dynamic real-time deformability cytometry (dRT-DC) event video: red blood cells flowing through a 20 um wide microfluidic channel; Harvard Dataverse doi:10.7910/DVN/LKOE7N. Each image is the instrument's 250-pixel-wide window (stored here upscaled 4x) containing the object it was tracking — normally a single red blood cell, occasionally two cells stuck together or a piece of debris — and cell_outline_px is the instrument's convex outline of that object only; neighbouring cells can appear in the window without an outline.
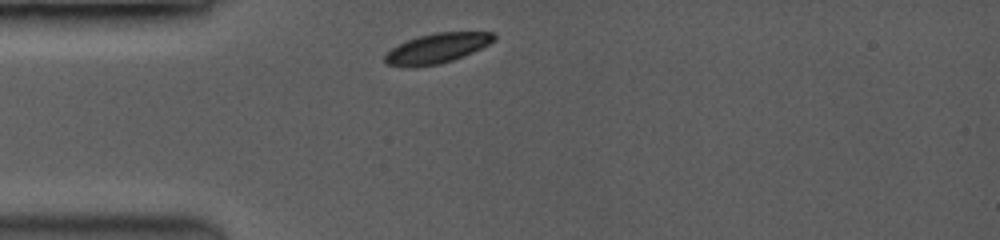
{"species": "common noctule bat (a hibernating species)", "species_latin": "Nyctalus noctula", "temperature_condition": "room temperature", "stored_images_in_passage": 30, "camera_frame_rate_fps": 3500, "um_per_image_px": 0.085, "animal": {"sex": "female", "body_mass_g": 19.0, "forearm_length_mm": 53.3}, "frame": {"image": 1, "passage_image": 1, "time_ms": 0.0, "image_size_px": [1000, 240], "cell_outline_px": [[496, 40], [480, 48], [452, 60], [436, 64], [388, 64], [384, 60], [384, 56], [392, 48], [416, 36], [436, 32], [496, 32]], "centroid_in_image_um": [37.23, 4.03], "position_along_channel_um": 47.8, "area_um2": 18.09}}
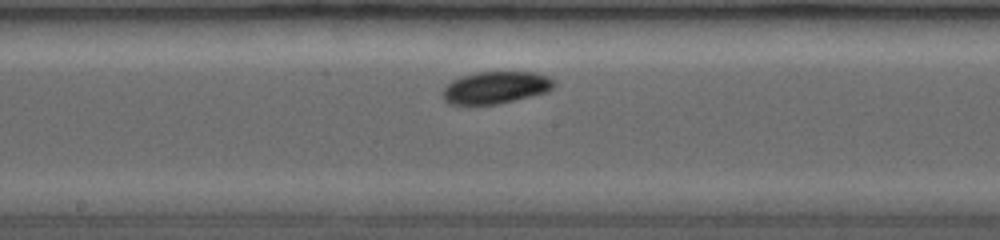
{"frame": {"image": 2, "passage_image": 14, "time_ms": 4.286, "image_size_px": [1000, 240], "cell_outline_px": [[556, 84], [552, 88], [544, 92], [512, 100], [492, 104], [452, 104], [444, 100], [444, 88], [452, 80], [460, 76], [476, 72], [536, 72], [548, 76]], "centroid_in_image_um": [42.12, 7.41], "position_along_channel_um": 206.1, "area_um2": 20.4}}
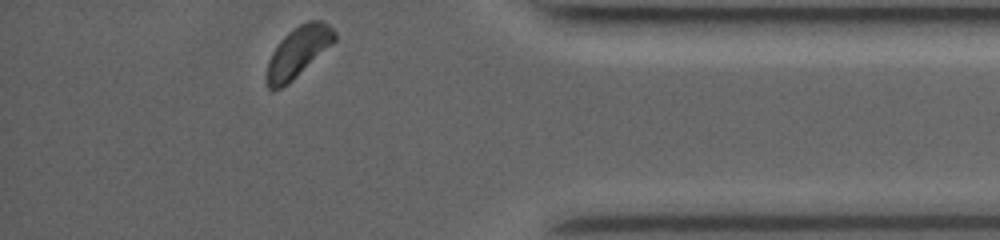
{"frame": {"image": 3, "passage_image": 30, "time_ms": 9.714, "image_size_px": [1000, 240], "cell_outline_px": [[336, 40], [332, 44], [288, 84], [272, 92], [268, 88], [268, 60], [272, 52], [280, 40], [288, 32], [300, 24], [308, 20], [320, 20], [328, 24], [336, 32]], "centroid_in_image_um": [25.35, 4.39], "position_along_channel_um": 409.9, "area_um2": 19.65}, "authors_computed_cell_mechanics": {"area_um2": 20.2878, "velocity_mm_per_s": 4.0231, "shape_relaxation_time_tau1_ms": 0.8801, "shape_relaxation_time_tau2_ms": null, "deformation_change_tau1": 0.0578, "deformation_change_tau2": null}}